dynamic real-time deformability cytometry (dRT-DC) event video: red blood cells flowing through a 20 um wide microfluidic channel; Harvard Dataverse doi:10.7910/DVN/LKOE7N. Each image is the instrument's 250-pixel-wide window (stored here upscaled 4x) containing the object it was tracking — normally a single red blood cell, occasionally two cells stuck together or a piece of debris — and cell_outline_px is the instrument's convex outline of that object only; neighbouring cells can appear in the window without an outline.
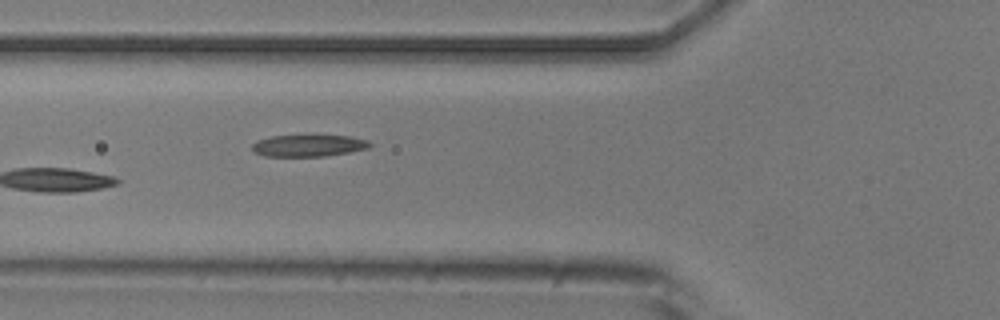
{"species": "common noctule bat (a hibernating species)", "species_latin": "Nyctalus noctula", "temperature_condition": "room temperature", "stored_images_in_passage": 6, "camera_frame_rate_fps": 3000, "um_per_image_px": 0.085, "animal": {"sex": "male", "body_mass_g": 20.5, "forearm_length_mm": 52.5}, "frame": {"image": 1, "passage_image": 6, "time_ms": 6.667, "image_size_px": [1000, 320], "cell_outline_px": [[372, 144], [368, 148], [348, 152], [324, 156], [264, 156], [256, 152], [252, 148], [252, 144], [256, 140], [272, 136], [348, 136], [368, 140]], "centroid_in_image_um": [26.21, 12.38], "position_along_channel_um": 99.6, "area_um2": 14.68}}